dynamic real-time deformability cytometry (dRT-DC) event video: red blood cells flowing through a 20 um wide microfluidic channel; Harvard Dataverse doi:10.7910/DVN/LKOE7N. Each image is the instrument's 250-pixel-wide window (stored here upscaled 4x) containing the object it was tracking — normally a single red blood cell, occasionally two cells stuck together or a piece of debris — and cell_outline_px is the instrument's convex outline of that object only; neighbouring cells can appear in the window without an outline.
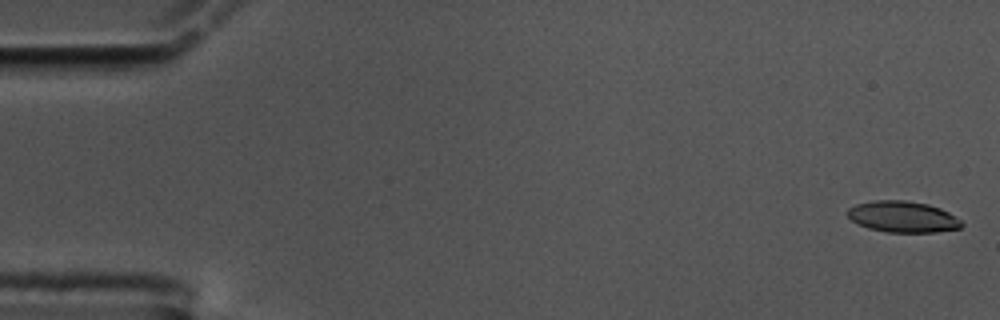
{"species": "common noctule bat (a hibernating species)", "species_latin": "Nyctalus noctula", "temperature_condition": "cold", "stored_images_in_passage": 58, "camera_frame_rate_fps": 3000, "um_per_image_px": 0.085, "animal": {"sex": "male", "body_mass_g": 17.5, "forearm_length_mm": 52.3}, "frame": {"image": 1, "passage_image": 2, "time_ms": 0.333, "image_size_px": [1000, 320], "cell_outline_px": [[964, 224], [960, 228], [936, 232], [888, 232], [868, 228], [852, 220], [848, 216], [848, 208], [856, 204], [876, 200], [904, 200], [928, 204], [940, 208], [948, 212], [960, 220]], "centroid_in_image_um": [76.75, 18.42], "position_along_channel_um": 8.3, "area_um2": 20.58}}
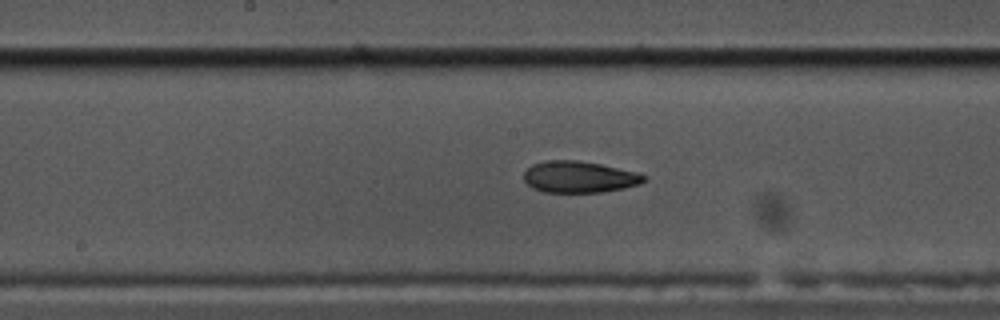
{"frame": {"image": 2, "passage_image": 30, "time_ms": 9.667, "image_size_px": [1000, 320], "cell_outline_px": [[648, 176], [640, 184], [624, 188], [600, 192], [544, 192], [532, 188], [524, 180], [524, 172], [532, 164], [544, 160], [576, 160], [600, 164], [640, 172]], "centroid_in_image_um": [49.25, 15.03], "position_along_channel_um": 199.0, "area_um2": 22.2}}
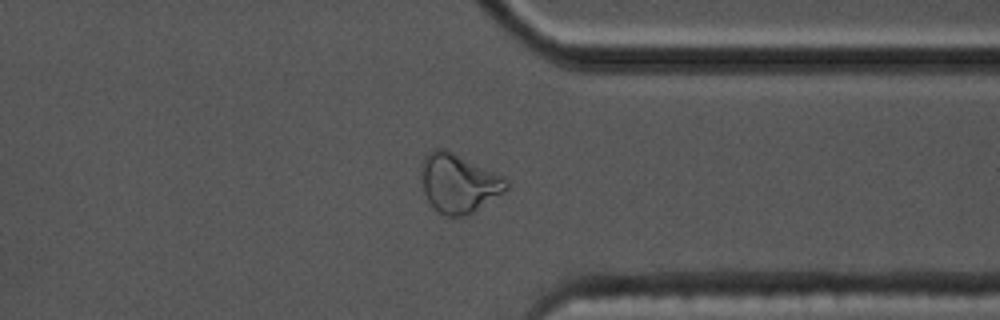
{"frame": {"image": 3, "passage_image": 45, "time_ms": 14.667, "image_size_px": [1000, 320], "cell_outline_px": [[508, 188], [504, 192], [472, 212], [464, 216], [448, 216], [440, 212], [428, 200], [424, 192], [420, 180], [420, 164], [424, 156], [432, 148], [448, 148], [504, 176], [508, 180]], "centroid_in_image_um": [38.96, 15.5], "position_along_channel_um": 372.4, "area_um2": 29.59}, "authors_computed_cell_mechanics": {"area_um2": 22.0796, "velocity_mm_per_s": 3.5174, "shape_relaxation_time_tau1_ms": 10.049, "shape_relaxation_time_tau2_ms": 4.2059, "deformation_change_tau1": 0.2207, "deformation_change_tau2": 0.1294}}